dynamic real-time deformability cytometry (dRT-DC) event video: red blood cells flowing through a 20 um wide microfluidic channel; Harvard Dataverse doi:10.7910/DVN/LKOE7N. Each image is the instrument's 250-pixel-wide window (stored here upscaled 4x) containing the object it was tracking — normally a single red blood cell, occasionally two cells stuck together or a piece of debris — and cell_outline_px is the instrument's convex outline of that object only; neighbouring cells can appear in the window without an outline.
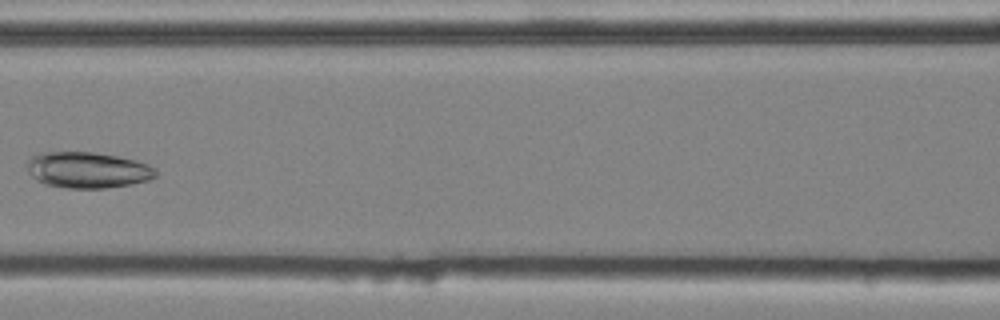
{"species": "common noctule bat (a hibernating species)", "species_latin": "Nyctalus noctula", "temperature_condition": "cold", "stored_images_in_passage": 3, "camera_frame_rate_fps": 3000, "um_per_image_px": 0.085, "animal": {"sex": "male", "body_mass_g": 20.4}, "frame": {"image": 1, "passage_image": 3, "time_ms": 0.667, "image_size_px": [1000, 320], "cell_outline_px": [[156, 176], [148, 180], [132, 184], [104, 188], [68, 188], [44, 184], [36, 180], [28, 172], [28, 160], [36, 152], [96, 152], [120, 156], [136, 160], [148, 164], [156, 168]], "centroid_in_image_um": [7.45, 14.44], "position_along_channel_um": 159.1, "area_um2": 27.28}}